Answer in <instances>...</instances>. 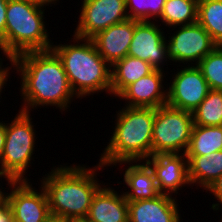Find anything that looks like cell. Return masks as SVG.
Returning a JSON list of instances; mask_svg holds the SVG:
<instances>
[{"instance_id":"6da1fadb","label":"cell","mask_w":222,"mask_h":222,"mask_svg":"<svg viewBox=\"0 0 222 222\" xmlns=\"http://www.w3.org/2000/svg\"><path fill=\"white\" fill-rule=\"evenodd\" d=\"M12 66L21 78L23 112L31 114L32 109L44 106L67 111L76 97L62 61L52 49L22 53L13 58Z\"/></svg>"},{"instance_id":"7a4b0ae2","label":"cell","mask_w":222,"mask_h":222,"mask_svg":"<svg viewBox=\"0 0 222 222\" xmlns=\"http://www.w3.org/2000/svg\"><path fill=\"white\" fill-rule=\"evenodd\" d=\"M87 167L74 164L53 166L43 175L40 184L47 194L51 214L67 220L86 218L94 194L103 185L96 177L104 168L99 162L92 169Z\"/></svg>"},{"instance_id":"3957f363","label":"cell","mask_w":222,"mask_h":222,"mask_svg":"<svg viewBox=\"0 0 222 222\" xmlns=\"http://www.w3.org/2000/svg\"><path fill=\"white\" fill-rule=\"evenodd\" d=\"M116 113L113 134L98 162L113 167L122 161H145L151 156L155 108L124 106Z\"/></svg>"},{"instance_id":"277c9868","label":"cell","mask_w":222,"mask_h":222,"mask_svg":"<svg viewBox=\"0 0 222 222\" xmlns=\"http://www.w3.org/2000/svg\"><path fill=\"white\" fill-rule=\"evenodd\" d=\"M73 44L52 45L63 63L76 98L106 92L111 97V65L98 53L91 39L72 36Z\"/></svg>"},{"instance_id":"5b68a950","label":"cell","mask_w":222,"mask_h":222,"mask_svg":"<svg viewBox=\"0 0 222 222\" xmlns=\"http://www.w3.org/2000/svg\"><path fill=\"white\" fill-rule=\"evenodd\" d=\"M46 7L23 0H8L5 26V49L12 58L30 51L52 48L44 14Z\"/></svg>"},{"instance_id":"8992f818","label":"cell","mask_w":222,"mask_h":222,"mask_svg":"<svg viewBox=\"0 0 222 222\" xmlns=\"http://www.w3.org/2000/svg\"><path fill=\"white\" fill-rule=\"evenodd\" d=\"M18 112L11 123H6V141L0 160V171L10 181L29 180L25 174L35 154L37 131L33 118L30 113Z\"/></svg>"},{"instance_id":"52a82bcc","label":"cell","mask_w":222,"mask_h":222,"mask_svg":"<svg viewBox=\"0 0 222 222\" xmlns=\"http://www.w3.org/2000/svg\"><path fill=\"white\" fill-rule=\"evenodd\" d=\"M194 125L193 114L167 104L155 108L151 156L185 154ZM183 151V152H182Z\"/></svg>"},{"instance_id":"ba28073f","label":"cell","mask_w":222,"mask_h":222,"mask_svg":"<svg viewBox=\"0 0 222 222\" xmlns=\"http://www.w3.org/2000/svg\"><path fill=\"white\" fill-rule=\"evenodd\" d=\"M168 38L165 40L167 57L169 62L173 61V64L175 62L197 65L217 47L209 33L198 22L179 26L178 30Z\"/></svg>"},{"instance_id":"9c48e42d","label":"cell","mask_w":222,"mask_h":222,"mask_svg":"<svg viewBox=\"0 0 222 222\" xmlns=\"http://www.w3.org/2000/svg\"><path fill=\"white\" fill-rule=\"evenodd\" d=\"M74 36L91 39L111 25L129 19L126 0H82Z\"/></svg>"},{"instance_id":"30bf717a","label":"cell","mask_w":222,"mask_h":222,"mask_svg":"<svg viewBox=\"0 0 222 222\" xmlns=\"http://www.w3.org/2000/svg\"><path fill=\"white\" fill-rule=\"evenodd\" d=\"M175 76V77H174ZM167 87V105L193 112L211 90L197 65H186L172 76Z\"/></svg>"},{"instance_id":"8fae6325","label":"cell","mask_w":222,"mask_h":222,"mask_svg":"<svg viewBox=\"0 0 222 222\" xmlns=\"http://www.w3.org/2000/svg\"><path fill=\"white\" fill-rule=\"evenodd\" d=\"M30 180L9 181L11 190L5 198L11 206L12 215L22 222H43L51 213L45 189H34Z\"/></svg>"},{"instance_id":"7c38bea8","label":"cell","mask_w":222,"mask_h":222,"mask_svg":"<svg viewBox=\"0 0 222 222\" xmlns=\"http://www.w3.org/2000/svg\"><path fill=\"white\" fill-rule=\"evenodd\" d=\"M157 21L134 20V34L128 56L148 62L155 69L163 70L167 57L165 33ZM163 65V66H162Z\"/></svg>"},{"instance_id":"4fadbf2b","label":"cell","mask_w":222,"mask_h":222,"mask_svg":"<svg viewBox=\"0 0 222 222\" xmlns=\"http://www.w3.org/2000/svg\"><path fill=\"white\" fill-rule=\"evenodd\" d=\"M145 162L153 170L161 194L176 196L182 187L191 186L185 154H157L150 156Z\"/></svg>"},{"instance_id":"5bb4252c","label":"cell","mask_w":222,"mask_h":222,"mask_svg":"<svg viewBox=\"0 0 222 222\" xmlns=\"http://www.w3.org/2000/svg\"><path fill=\"white\" fill-rule=\"evenodd\" d=\"M164 77H166L164 70L154 69L150 74L128 85L117 97L127 101L125 106L129 107L164 106L167 104V89L163 85Z\"/></svg>"},{"instance_id":"9a60e30c","label":"cell","mask_w":222,"mask_h":222,"mask_svg":"<svg viewBox=\"0 0 222 222\" xmlns=\"http://www.w3.org/2000/svg\"><path fill=\"white\" fill-rule=\"evenodd\" d=\"M134 34V20L111 25L91 38L98 53L112 66L128 55Z\"/></svg>"},{"instance_id":"2e32d148","label":"cell","mask_w":222,"mask_h":222,"mask_svg":"<svg viewBox=\"0 0 222 222\" xmlns=\"http://www.w3.org/2000/svg\"><path fill=\"white\" fill-rule=\"evenodd\" d=\"M179 210L176 197L167 194L128 202L129 222H181Z\"/></svg>"},{"instance_id":"e0dca14e","label":"cell","mask_w":222,"mask_h":222,"mask_svg":"<svg viewBox=\"0 0 222 222\" xmlns=\"http://www.w3.org/2000/svg\"><path fill=\"white\" fill-rule=\"evenodd\" d=\"M87 222H129L128 202L123 192L102 185L94 194Z\"/></svg>"},{"instance_id":"ac0fdd59","label":"cell","mask_w":222,"mask_h":222,"mask_svg":"<svg viewBox=\"0 0 222 222\" xmlns=\"http://www.w3.org/2000/svg\"><path fill=\"white\" fill-rule=\"evenodd\" d=\"M140 162V163H139ZM127 164L123 181L128 191L123 194L127 202L153 199L160 193L153 170L145 161H122L115 164Z\"/></svg>"},{"instance_id":"d6986e66","label":"cell","mask_w":222,"mask_h":222,"mask_svg":"<svg viewBox=\"0 0 222 222\" xmlns=\"http://www.w3.org/2000/svg\"><path fill=\"white\" fill-rule=\"evenodd\" d=\"M187 161L191 187L197 185L196 188L199 186L206 190L222 175V150L211 152L205 156L187 157Z\"/></svg>"},{"instance_id":"ffe728a7","label":"cell","mask_w":222,"mask_h":222,"mask_svg":"<svg viewBox=\"0 0 222 222\" xmlns=\"http://www.w3.org/2000/svg\"><path fill=\"white\" fill-rule=\"evenodd\" d=\"M154 69L148 62L128 55L115 62L111 66V96L117 97L128 85Z\"/></svg>"},{"instance_id":"44dd1931","label":"cell","mask_w":222,"mask_h":222,"mask_svg":"<svg viewBox=\"0 0 222 222\" xmlns=\"http://www.w3.org/2000/svg\"><path fill=\"white\" fill-rule=\"evenodd\" d=\"M222 150V126L193 125L189 146L185 152L187 157L207 155Z\"/></svg>"},{"instance_id":"7402d4cb","label":"cell","mask_w":222,"mask_h":222,"mask_svg":"<svg viewBox=\"0 0 222 222\" xmlns=\"http://www.w3.org/2000/svg\"><path fill=\"white\" fill-rule=\"evenodd\" d=\"M198 3L193 0H166L161 17L162 25L172 28L197 22Z\"/></svg>"},{"instance_id":"603a6c76","label":"cell","mask_w":222,"mask_h":222,"mask_svg":"<svg viewBox=\"0 0 222 222\" xmlns=\"http://www.w3.org/2000/svg\"><path fill=\"white\" fill-rule=\"evenodd\" d=\"M197 22L209 33L217 46H222V0H200Z\"/></svg>"},{"instance_id":"cb8c5ba5","label":"cell","mask_w":222,"mask_h":222,"mask_svg":"<svg viewBox=\"0 0 222 222\" xmlns=\"http://www.w3.org/2000/svg\"><path fill=\"white\" fill-rule=\"evenodd\" d=\"M192 114L194 125L222 126V91L210 90Z\"/></svg>"},{"instance_id":"d4e9b609","label":"cell","mask_w":222,"mask_h":222,"mask_svg":"<svg viewBox=\"0 0 222 222\" xmlns=\"http://www.w3.org/2000/svg\"><path fill=\"white\" fill-rule=\"evenodd\" d=\"M166 0H126L129 19L136 21H158Z\"/></svg>"},{"instance_id":"484cf974","label":"cell","mask_w":222,"mask_h":222,"mask_svg":"<svg viewBox=\"0 0 222 222\" xmlns=\"http://www.w3.org/2000/svg\"><path fill=\"white\" fill-rule=\"evenodd\" d=\"M197 66L201 69L211 90L222 91V46L208 53Z\"/></svg>"},{"instance_id":"4316f807","label":"cell","mask_w":222,"mask_h":222,"mask_svg":"<svg viewBox=\"0 0 222 222\" xmlns=\"http://www.w3.org/2000/svg\"><path fill=\"white\" fill-rule=\"evenodd\" d=\"M207 191H209V193H212L213 196H215L214 199L217 198V202L212 204L211 209H213V211L217 210H221V206H222V175L220 177H218L214 182H212L210 184V186L206 189V193H208ZM220 202V203H219ZM221 205V206H220Z\"/></svg>"},{"instance_id":"83f0119b","label":"cell","mask_w":222,"mask_h":222,"mask_svg":"<svg viewBox=\"0 0 222 222\" xmlns=\"http://www.w3.org/2000/svg\"><path fill=\"white\" fill-rule=\"evenodd\" d=\"M8 0H0V42L5 48V26Z\"/></svg>"},{"instance_id":"f1b7e54d","label":"cell","mask_w":222,"mask_h":222,"mask_svg":"<svg viewBox=\"0 0 222 222\" xmlns=\"http://www.w3.org/2000/svg\"><path fill=\"white\" fill-rule=\"evenodd\" d=\"M0 51L3 54L5 58H7L8 61H10L11 66L5 67L3 65V59L0 57V77H10V69L12 70V61L13 58L10 56L8 51L4 48V45L0 42ZM3 65V66H2ZM11 67V68H10Z\"/></svg>"},{"instance_id":"f546056e","label":"cell","mask_w":222,"mask_h":222,"mask_svg":"<svg viewBox=\"0 0 222 222\" xmlns=\"http://www.w3.org/2000/svg\"><path fill=\"white\" fill-rule=\"evenodd\" d=\"M12 209L6 198L0 201V222H9L12 217Z\"/></svg>"},{"instance_id":"4dcf8cb0","label":"cell","mask_w":222,"mask_h":222,"mask_svg":"<svg viewBox=\"0 0 222 222\" xmlns=\"http://www.w3.org/2000/svg\"><path fill=\"white\" fill-rule=\"evenodd\" d=\"M6 141V123L0 121V160L4 151Z\"/></svg>"},{"instance_id":"1f68e13d","label":"cell","mask_w":222,"mask_h":222,"mask_svg":"<svg viewBox=\"0 0 222 222\" xmlns=\"http://www.w3.org/2000/svg\"><path fill=\"white\" fill-rule=\"evenodd\" d=\"M23 1H26V2H30V3H34L36 5H39L41 7H46V6H51L54 4H57V2H59V0H23ZM52 4V5H51Z\"/></svg>"},{"instance_id":"d6a6232c","label":"cell","mask_w":222,"mask_h":222,"mask_svg":"<svg viewBox=\"0 0 222 222\" xmlns=\"http://www.w3.org/2000/svg\"><path fill=\"white\" fill-rule=\"evenodd\" d=\"M68 220L59 216L50 214L43 222H67Z\"/></svg>"},{"instance_id":"836d02e7","label":"cell","mask_w":222,"mask_h":222,"mask_svg":"<svg viewBox=\"0 0 222 222\" xmlns=\"http://www.w3.org/2000/svg\"><path fill=\"white\" fill-rule=\"evenodd\" d=\"M8 79H10V78L9 77H0V97H1V95L3 93V88L5 89L4 86H7L8 85L7 82L10 81Z\"/></svg>"},{"instance_id":"e575fe53","label":"cell","mask_w":222,"mask_h":222,"mask_svg":"<svg viewBox=\"0 0 222 222\" xmlns=\"http://www.w3.org/2000/svg\"><path fill=\"white\" fill-rule=\"evenodd\" d=\"M5 178V181L6 182H9L10 180L0 171V179L1 178ZM1 184V183H0ZM1 186V185H0ZM3 198H5V191L3 190L2 191V189L0 188V201L3 199Z\"/></svg>"},{"instance_id":"d590c367","label":"cell","mask_w":222,"mask_h":222,"mask_svg":"<svg viewBox=\"0 0 222 222\" xmlns=\"http://www.w3.org/2000/svg\"><path fill=\"white\" fill-rule=\"evenodd\" d=\"M67 222H87L85 219H70Z\"/></svg>"},{"instance_id":"8d00e7d4","label":"cell","mask_w":222,"mask_h":222,"mask_svg":"<svg viewBox=\"0 0 222 222\" xmlns=\"http://www.w3.org/2000/svg\"><path fill=\"white\" fill-rule=\"evenodd\" d=\"M9 222H22V221L16 219L14 216H12V217L10 218Z\"/></svg>"}]
</instances>
